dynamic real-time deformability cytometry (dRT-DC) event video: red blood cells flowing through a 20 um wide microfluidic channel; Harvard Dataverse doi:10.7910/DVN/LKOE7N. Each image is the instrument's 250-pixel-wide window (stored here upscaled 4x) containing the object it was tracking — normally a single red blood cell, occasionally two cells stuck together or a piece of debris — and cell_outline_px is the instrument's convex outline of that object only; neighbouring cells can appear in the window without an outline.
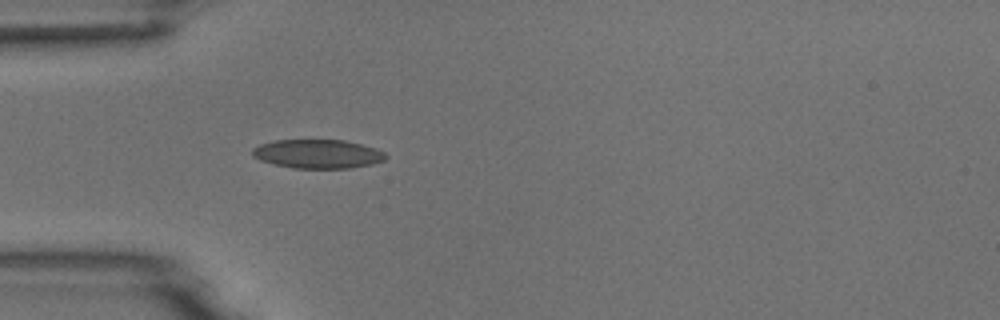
{"species": "common noctule bat (a hibernating species)", "species_latin": "Nyctalus noctula", "temperature_condition": "room temperature", "stored_images_in_passage": 1, "camera_frame_rate_fps": 3000, "um_per_image_px": 0.085, "animal": {"sex": "male", "body_mass_g": 18.8}, "frame": {"image": 1, "passage_image": 1, "time_ms": 0.0, "image_size_px": [1000, 320], "cell_outline_px": [[388, 156], [384, 160], [372, 164], [352, 168], [292, 168], [260, 160], [252, 156], [252, 148], [260, 144], [276, 140], [344, 140], [376, 148], [384, 152]], "centroid_in_image_um": [27.02, 13.08], "position_along_channel_um": 58.0, "area_um2": 22.43}}